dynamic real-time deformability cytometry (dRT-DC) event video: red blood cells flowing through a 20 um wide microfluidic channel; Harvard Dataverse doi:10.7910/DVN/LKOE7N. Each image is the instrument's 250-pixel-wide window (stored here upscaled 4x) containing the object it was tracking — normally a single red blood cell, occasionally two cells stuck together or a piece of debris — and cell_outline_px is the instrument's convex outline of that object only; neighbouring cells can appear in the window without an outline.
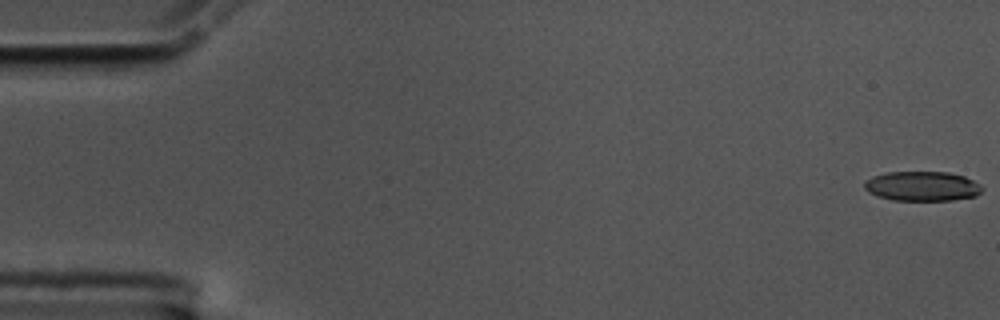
{"species": "common noctule bat (a hibernating species)", "species_latin": "Nyctalus noctula", "temperature_condition": "cold", "stored_images_in_passage": 57, "camera_frame_rate_fps": 3000, "um_per_image_px": 0.085, "animal": {"sex": "male", "body_mass_g": 17.5, "forearm_length_mm": 52.3}, "frame": {"image": 1, "passage_image": 1, "time_ms": 0.0, "image_size_px": [1000, 320], "cell_outline_px": [[984, 188], [976, 196], [952, 200], [892, 200], [876, 196], [868, 192], [864, 188], [864, 184], [872, 176], [888, 172], [948, 172], [964, 176], [980, 184]], "centroid_in_image_um": [78.39, 15.83], "position_along_channel_um": 6.6, "area_um2": 20.35}}
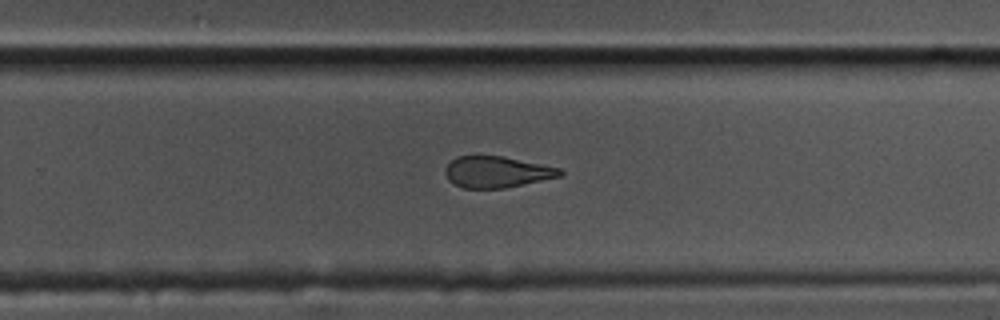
{"frame": {"image": 2, "passage_image": 37, "time_ms": 12.0, "image_size_px": [1000, 320], "cell_outline_px": [[564, 176], [504, 188], [464, 188], [448, 180], [444, 172], [444, 168], [456, 156], [504, 156], [560, 168], [564, 172]], "centroid_in_image_um": [42.25, 14.61], "position_along_channel_um": 287.5, "area_um2": 20.98}}
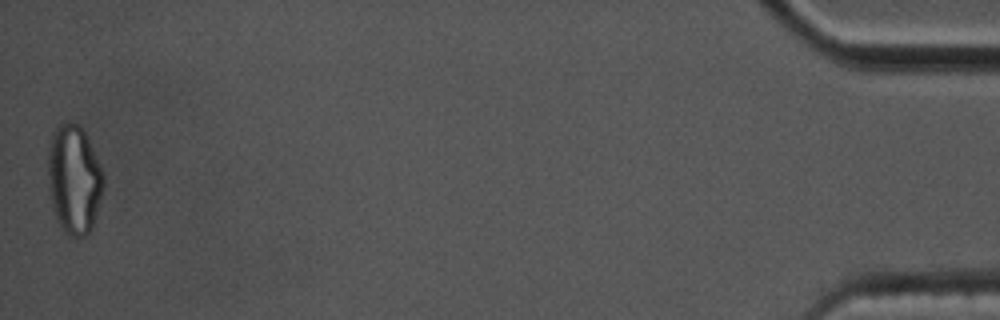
{"frame": {"image": 3, "passage_image": 57, "time_ms": 18.667, "image_size_px": [1000, 320], "cell_outline_px": [[104, 184], [92, 228], [88, 236], [68, 236], [64, 232], [56, 220], [52, 208], [48, 188], [48, 152], [52, 132], [60, 124], [80, 124], [100, 164], [104, 176]], "centroid_in_image_um": [6.28, 15.29], "position_along_channel_um": 428.9, "area_um2": 35.26}, "authors_computed_cell_mechanics": {"area_um2": 22.4264, "velocity_mm_per_s": 3.5359, "shape_relaxation_time_tau1_ms": 8.7067, "shape_relaxation_time_tau2_ms": 2.5409, "deformation_change_tau1": 0.1963, "deformation_change_tau2": 0.1064}}